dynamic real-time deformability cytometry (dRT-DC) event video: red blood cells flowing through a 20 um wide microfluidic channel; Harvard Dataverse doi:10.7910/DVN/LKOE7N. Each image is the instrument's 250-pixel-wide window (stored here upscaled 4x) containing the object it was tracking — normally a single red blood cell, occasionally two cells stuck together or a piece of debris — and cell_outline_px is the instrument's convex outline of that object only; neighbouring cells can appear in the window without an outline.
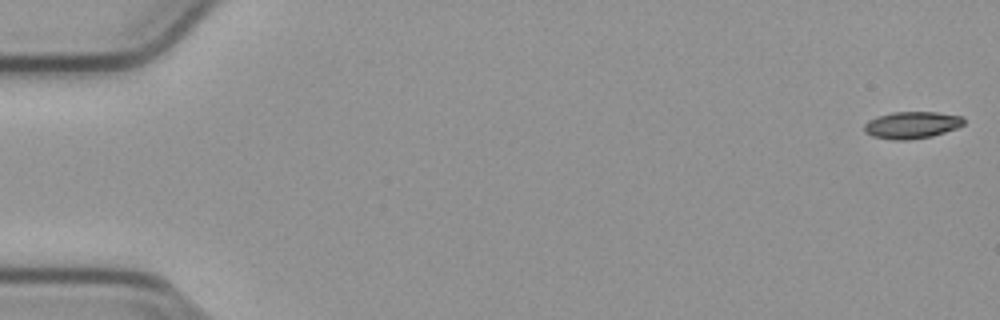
{"species": "common noctule bat (a hibernating species)", "species_latin": "Nyctalus noctula", "temperature_condition": "cold", "stored_images_in_passage": 13, "camera_frame_rate_fps": 3000, "um_per_image_px": 0.085, "animal": {"sex": "male", "body_mass_g": 23.1, "forearm_length_mm": 52.7}, "frame": {"image": 1, "passage_image": 1, "time_ms": 0.0, "image_size_px": [1000, 320], "cell_outline_px": [[964, 124], [956, 128], [932, 136], [908, 140], [896, 140], [872, 136], [864, 132], [864, 124], [868, 120], [876, 116], [892, 112], [936, 112], [964, 116]], "centroid_in_image_um": [77.49, 10.62], "position_along_channel_um": 7.5, "area_um2": 15.72}}